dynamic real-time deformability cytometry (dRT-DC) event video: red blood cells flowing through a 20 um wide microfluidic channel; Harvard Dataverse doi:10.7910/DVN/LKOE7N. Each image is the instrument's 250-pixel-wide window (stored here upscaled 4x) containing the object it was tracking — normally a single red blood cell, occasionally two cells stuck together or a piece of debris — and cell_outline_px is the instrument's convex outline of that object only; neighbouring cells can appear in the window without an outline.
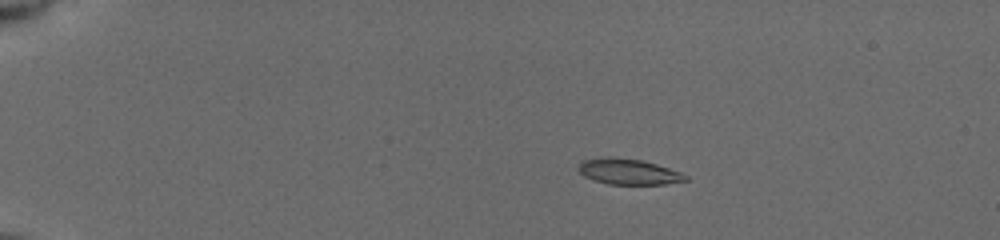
{"species": "common noctule bat (a hibernating species)", "species_latin": "Nyctalus noctula", "temperature_condition": "cold", "stored_images_in_passage": 15, "camera_frame_rate_fps": 3000, "um_per_image_px": 0.085, "animal": {"sex": "female", "body_mass_g": 19.5, "forearm_length_mm": 54.1}, "frame": {"image": 1, "passage_image": 3, "time_ms": 2.0, "image_size_px": [1000, 240], "cell_outline_px": [[688, 180], [664, 184], [608, 184], [584, 176], [580, 172], [580, 164], [584, 160], [644, 160], [680, 172], [688, 176]], "centroid_in_image_um": [53.54, 14.65], "position_along_channel_um": 31.5, "area_um2": 14.97}}
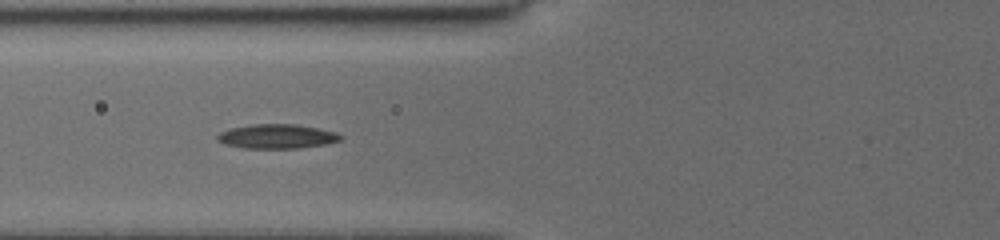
{"frame": {"image": 2, "passage_image": 8, "time_ms": 6.0, "image_size_px": [1000, 240], "cell_outline_px": [[344, 136], [340, 140], [328, 144], [300, 148], [244, 148], [224, 144], [216, 140], [216, 136], [220, 132], [228, 128], [248, 124], [296, 124], [320, 128], [336, 132]], "centroid_in_image_um": [23.53, 11.58], "position_along_channel_um": 102.3, "area_um2": 17.8}}
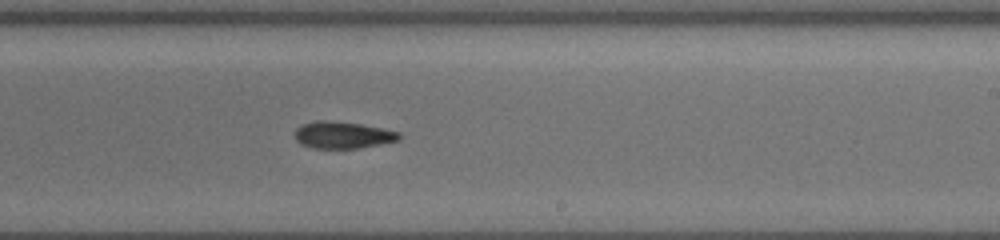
{"frame": {"image": 3, "passage_image": 15, "time_ms": 10.0, "image_size_px": [1000, 240], "cell_outline_px": [[400, 140], [356, 148], [312, 148], [300, 144], [296, 140], [296, 128], [304, 124], [316, 120], [328, 120], [360, 124], [400, 132]], "centroid_in_image_um": [29.11, 11.47], "position_along_channel_um": 259.9, "area_um2": 16.13}}